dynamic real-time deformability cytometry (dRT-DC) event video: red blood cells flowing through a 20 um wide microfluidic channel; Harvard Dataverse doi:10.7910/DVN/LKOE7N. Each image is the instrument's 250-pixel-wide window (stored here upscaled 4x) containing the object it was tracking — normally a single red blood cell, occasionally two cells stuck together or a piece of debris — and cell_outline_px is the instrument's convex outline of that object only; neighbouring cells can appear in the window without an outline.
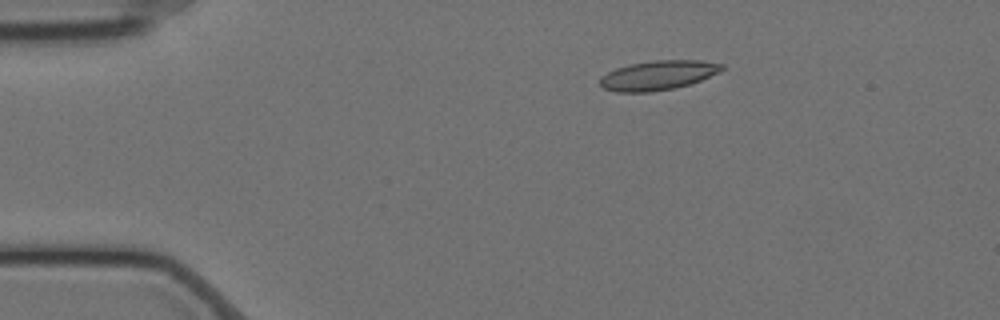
{"species": "Egyptian fruit bat (a non-hibernating species)", "species_latin": "Rousettus aegyptiacus", "temperature_condition": "cold", "stored_images_in_passage": 40, "camera_frame_rate_fps": 3000, "um_per_image_px": 0.085, "animal": {"sex": "female"}, "frame": {"image": 1, "passage_image": 1, "time_ms": 0.0, "image_size_px": [1000, 320], "cell_outline_px": [[724, 68], [720, 72], [700, 80], [688, 84], [672, 88], [648, 92], [616, 92], [604, 88], [600, 84], [600, 76], [616, 68], [628, 64], [652, 60], [700, 60], [724, 64]], "centroid_in_image_um": [55.92, 6.38], "position_along_channel_um": 29.1, "area_um2": 20.87}}
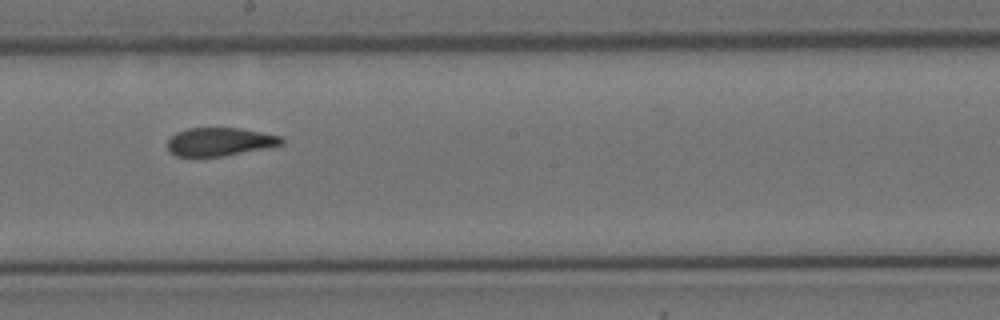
{"frame": {"image": 2, "passage_image": 23, "time_ms": 7.333, "image_size_px": [1000, 320], "cell_outline_px": [[284, 144], [268, 148], [224, 156], [176, 156], [168, 148], [168, 140], [176, 132], [188, 128], [240, 128], [284, 136]], "centroid_in_image_um": [18.75, 12.04], "position_along_channel_um": 229.4, "area_um2": 18.9}}
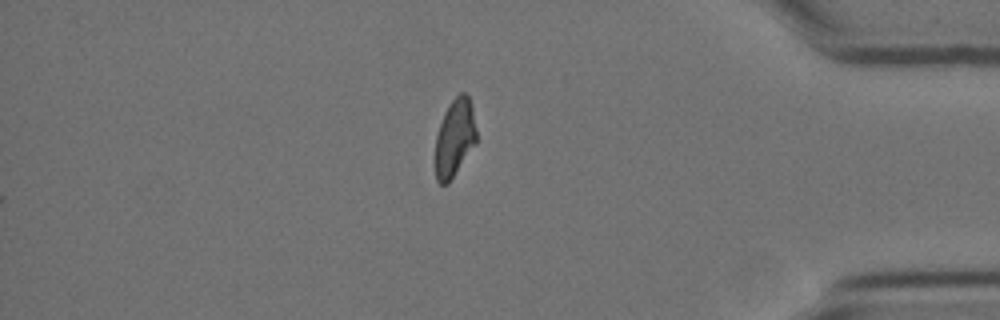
{"frame": {"image": 3, "passage_image": 40, "time_ms": 13.0, "image_size_px": [1000, 320], "cell_outline_px": [[476, 144], [448, 184], [440, 184], [436, 180], [436, 136], [444, 112], [448, 104], [460, 92], [464, 92], [468, 96], [472, 104], [476, 132]], "centroid_in_image_um": [38.66, 11.71], "position_along_channel_um": 396.5, "area_um2": 18.61}, "authors_computed_cell_mechanics": {"area_um2": 20.0566, "velocity_mm_per_s": 3.5124, "shape_relaxation_time_tau1_ms": null, "shape_relaxation_time_tau2_ms": 1.8352, "deformation_change_tau1": null, "deformation_change_tau2": 0.0919}}